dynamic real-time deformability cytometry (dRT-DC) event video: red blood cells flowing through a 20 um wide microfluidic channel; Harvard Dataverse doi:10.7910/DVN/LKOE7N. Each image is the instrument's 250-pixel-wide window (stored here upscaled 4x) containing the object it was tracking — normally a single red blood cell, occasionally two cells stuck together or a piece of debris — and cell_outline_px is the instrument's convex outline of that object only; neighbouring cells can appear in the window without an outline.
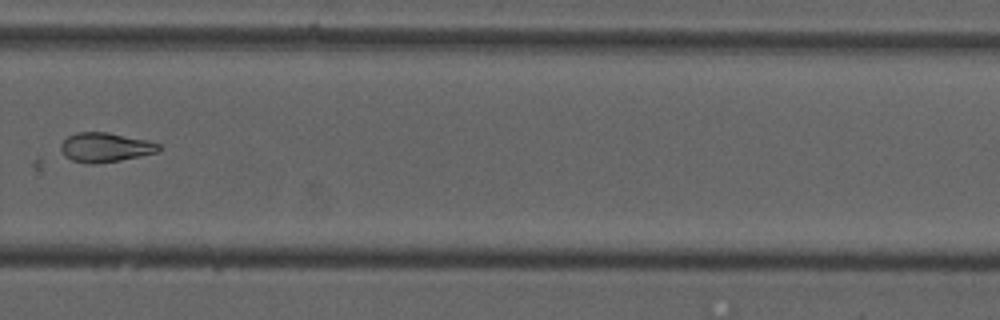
{"species": "common noctule bat (a hibernating species)", "species_latin": "Nyctalus noctula", "temperature_condition": "cold", "stored_images_in_passage": 11, "segment_of_instrument_passage": [1, 2], "camera_frame_rate_fps": 3000, "um_per_image_px": 0.085, "animal": {"sex": "male", "forearm_length_mm": 52.5}, "frame": {"image": 1, "passage_image": 10, "time_ms": 3.0, "image_size_px": [1000, 320], "cell_outline_px": [[160, 152], [120, 160], [92, 164], [88, 164], [72, 160], [64, 156], [60, 148], [60, 144], [68, 136], [76, 132], [108, 132], [148, 140], [160, 144]], "centroid_in_image_um": [8.95, 12.52], "position_along_channel_um": 320.8, "area_um2": 16.88}}